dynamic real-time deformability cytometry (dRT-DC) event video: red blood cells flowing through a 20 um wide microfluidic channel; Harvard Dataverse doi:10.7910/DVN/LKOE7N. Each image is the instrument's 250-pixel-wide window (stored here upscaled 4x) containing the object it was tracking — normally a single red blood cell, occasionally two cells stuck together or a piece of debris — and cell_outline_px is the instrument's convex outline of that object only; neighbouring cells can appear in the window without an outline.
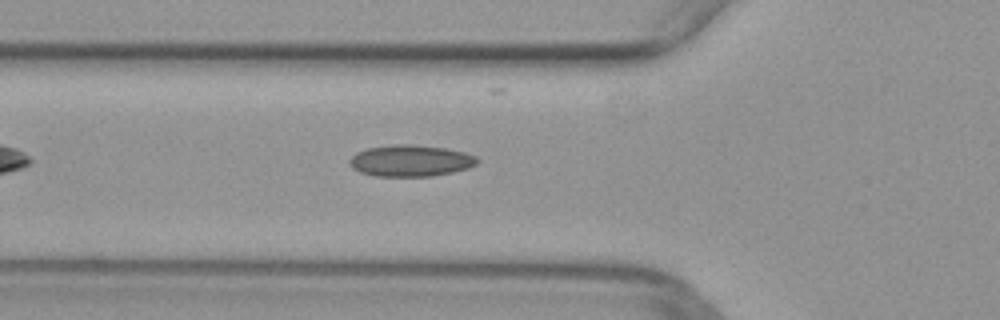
{"species": "common noctule bat (a hibernating species)", "species_latin": "Nyctalus noctula", "temperature_condition": "warm", "stored_images_in_passage": 26, "camera_frame_rate_fps": 3000, "um_per_image_px": 0.085, "animal": {"sex": "female", "body_mass_g": 29.2, "forearm_length_mm": 56.3}, "frame": {"image": 1, "passage_image": 4, "time_ms": 1.0, "image_size_px": [1000, 320], "cell_outline_px": [[480, 160], [476, 164], [468, 168], [452, 172], [432, 176], [376, 176], [360, 172], [352, 168], [348, 164], [348, 160], [356, 152], [368, 148], [396, 144], [408, 144], [444, 148], [464, 152], [476, 156]], "centroid_in_image_um": [34.88, 13.66], "position_along_channel_um": 90.9, "area_um2": 23.41}}
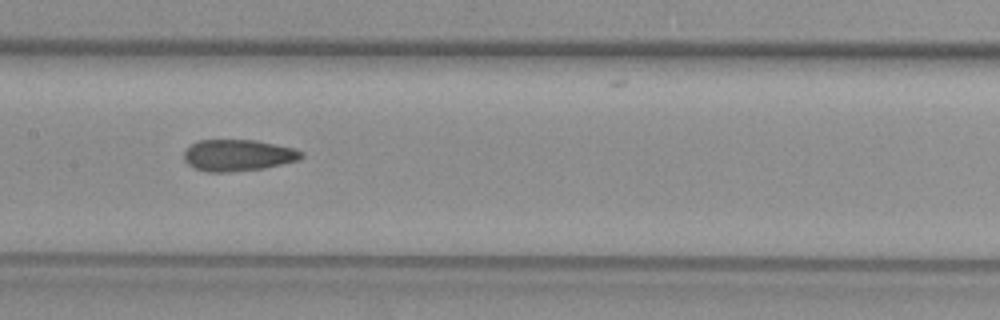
{"frame": {"image": 2, "passage_image": 11, "time_ms": 3.333, "image_size_px": [1000, 320], "cell_outline_px": [[304, 156], [300, 160], [264, 168], [232, 172], [208, 172], [192, 168], [184, 160], [184, 152], [192, 144], [200, 140], [256, 140], [292, 148], [304, 152]], "centroid_in_image_um": [20.23, 13.21], "position_along_channel_um": 187.2, "area_um2": 21.62}}
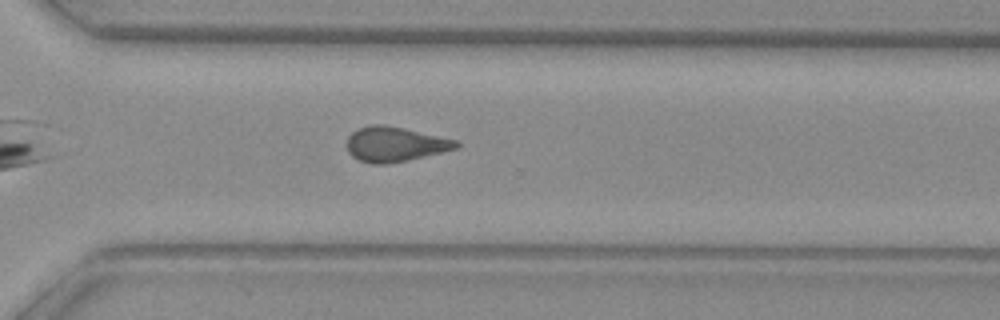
{"frame": {"image": 3, "passage_image": 22, "time_ms": 7.0, "image_size_px": [1000, 320], "cell_outline_px": [[460, 148], [408, 160], [388, 164], [372, 164], [360, 160], [352, 156], [348, 152], [348, 136], [352, 132], [360, 128], [372, 124], [380, 124], [404, 128], [456, 140], [460, 144]], "centroid_in_image_um": [33.59, 12.27], "position_along_channel_um": 337.0, "area_um2": 22.08}}